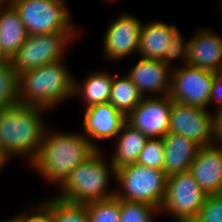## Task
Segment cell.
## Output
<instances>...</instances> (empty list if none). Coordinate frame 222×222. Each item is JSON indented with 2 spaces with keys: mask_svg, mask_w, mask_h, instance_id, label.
<instances>
[{
  "mask_svg": "<svg viewBox=\"0 0 222 222\" xmlns=\"http://www.w3.org/2000/svg\"><path fill=\"white\" fill-rule=\"evenodd\" d=\"M97 150L85 135L48 133L46 130L38 155L29 165H32L46 181L58 183L60 186L75 167Z\"/></svg>",
  "mask_w": 222,
  "mask_h": 222,
  "instance_id": "1",
  "label": "cell"
},
{
  "mask_svg": "<svg viewBox=\"0 0 222 222\" xmlns=\"http://www.w3.org/2000/svg\"><path fill=\"white\" fill-rule=\"evenodd\" d=\"M168 176L163 170L138 163L116 169L115 179L120 189L115 197L125 201L148 203L158 210L163 202Z\"/></svg>",
  "mask_w": 222,
  "mask_h": 222,
  "instance_id": "5",
  "label": "cell"
},
{
  "mask_svg": "<svg viewBox=\"0 0 222 222\" xmlns=\"http://www.w3.org/2000/svg\"><path fill=\"white\" fill-rule=\"evenodd\" d=\"M165 145L163 138H149L137 159L138 164L163 170Z\"/></svg>",
  "mask_w": 222,
  "mask_h": 222,
  "instance_id": "27",
  "label": "cell"
},
{
  "mask_svg": "<svg viewBox=\"0 0 222 222\" xmlns=\"http://www.w3.org/2000/svg\"><path fill=\"white\" fill-rule=\"evenodd\" d=\"M9 158L2 152V150L0 149V169L3 168V166L5 165L6 162H8Z\"/></svg>",
  "mask_w": 222,
  "mask_h": 222,
  "instance_id": "33",
  "label": "cell"
},
{
  "mask_svg": "<svg viewBox=\"0 0 222 222\" xmlns=\"http://www.w3.org/2000/svg\"><path fill=\"white\" fill-rule=\"evenodd\" d=\"M117 143L111 161L115 169L137 162L139 154L144 149L148 137L133 128L127 122L116 136Z\"/></svg>",
  "mask_w": 222,
  "mask_h": 222,
  "instance_id": "20",
  "label": "cell"
},
{
  "mask_svg": "<svg viewBox=\"0 0 222 222\" xmlns=\"http://www.w3.org/2000/svg\"><path fill=\"white\" fill-rule=\"evenodd\" d=\"M211 102L217 104L216 108L222 106V74L220 72L216 73L214 77L210 95Z\"/></svg>",
  "mask_w": 222,
  "mask_h": 222,
  "instance_id": "31",
  "label": "cell"
},
{
  "mask_svg": "<svg viewBox=\"0 0 222 222\" xmlns=\"http://www.w3.org/2000/svg\"><path fill=\"white\" fill-rule=\"evenodd\" d=\"M120 222H153V215L159 210L144 202L119 199Z\"/></svg>",
  "mask_w": 222,
  "mask_h": 222,
  "instance_id": "26",
  "label": "cell"
},
{
  "mask_svg": "<svg viewBox=\"0 0 222 222\" xmlns=\"http://www.w3.org/2000/svg\"><path fill=\"white\" fill-rule=\"evenodd\" d=\"M161 60L141 57L140 61L133 66L127 76L137 86L142 97L149 93L158 94L160 97L169 95L171 88V72ZM170 72V73H169Z\"/></svg>",
  "mask_w": 222,
  "mask_h": 222,
  "instance_id": "15",
  "label": "cell"
},
{
  "mask_svg": "<svg viewBox=\"0 0 222 222\" xmlns=\"http://www.w3.org/2000/svg\"><path fill=\"white\" fill-rule=\"evenodd\" d=\"M86 205L89 222H120L119 199L95 201Z\"/></svg>",
  "mask_w": 222,
  "mask_h": 222,
  "instance_id": "25",
  "label": "cell"
},
{
  "mask_svg": "<svg viewBox=\"0 0 222 222\" xmlns=\"http://www.w3.org/2000/svg\"><path fill=\"white\" fill-rule=\"evenodd\" d=\"M187 64L219 73L222 68V37L209 29L198 31L189 40Z\"/></svg>",
  "mask_w": 222,
  "mask_h": 222,
  "instance_id": "16",
  "label": "cell"
},
{
  "mask_svg": "<svg viewBox=\"0 0 222 222\" xmlns=\"http://www.w3.org/2000/svg\"><path fill=\"white\" fill-rule=\"evenodd\" d=\"M33 209L30 211V214L21 213L16 218L19 222H52L51 199Z\"/></svg>",
  "mask_w": 222,
  "mask_h": 222,
  "instance_id": "30",
  "label": "cell"
},
{
  "mask_svg": "<svg viewBox=\"0 0 222 222\" xmlns=\"http://www.w3.org/2000/svg\"><path fill=\"white\" fill-rule=\"evenodd\" d=\"M171 70L170 98L181 104L208 109L216 73L188 64Z\"/></svg>",
  "mask_w": 222,
  "mask_h": 222,
  "instance_id": "9",
  "label": "cell"
},
{
  "mask_svg": "<svg viewBox=\"0 0 222 222\" xmlns=\"http://www.w3.org/2000/svg\"><path fill=\"white\" fill-rule=\"evenodd\" d=\"M85 111L84 134L97 149L99 146L92 140L113 139L127 122L126 116L110 103L94 105Z\"/></svg>",
  "mask_w": 222,
  "mask_h": 222,
  "instance_id": "14",
  "label": "cell"
},
{
  "mask_svg": "<svg viewBox=\"0 0 222 222\" xmlns=\"http://www.w3.org/2000/svg\"><path fill=\"white\" fill-rule=\"evenodd\" d=\"M192 222H222V194L207 195L204 205Z\"/></svg>",
  "mask_w": 222,
  "mask_h": 222,
  "instance_id": "28",
  "label": "cell"
},
{
  "mask_svg": "<svg viewBox=\"0 0 222 222\" xmlns=\"http://www.w3.org/2000/svg\"><path fill=\"white\" fill-rule=\"evenodd\" d=\"M173 100L163 97H144L126 116L127 123L148 138H163L169 131Z\"/></svg>",
  "mask_w": 222,
  "mask_h": 222,
  "instance_id": "11",
  "label": "cell"
},
{
  "mask_svg": "<svg viewBox=\"0 0 222 222\" xmlns=\"http://www.w3.org/2000/svg\"><path fill=\"white\" fill-rule=\"evenodd\" d=\"M1 222H2V221H1ZM3 222H19V221H18V219H17L16 217L13 216L12 219L10 218V220L8 219L7 221L5 220V221H3Z\"/></svg>",
  "mask_w": 222,
  "mask_h": 222,
  "instance_id": "36",
  "label": "cell"
},
{
  "mask_svg": "<svg viewBox=\"0 0 222 222\" xmlns=\"http://www.w3.org/2000/svg\"><path fill=\"white\" fill-rule=\"evenodd\" d=\"M163 142L165 145L164 173L170 176L189 172L200 146L182 135L170 132L163 137Z\"/></svg>",
  "mask_w": 222,
  "mask_h": 222,
  "instance_id": "17",
  "label": "cell"
},
{
  "mask_svg": "<svg viewBox=\"0 0 222 222\" xmlns=\"http://www.w3.org/2000/svg\"><path fill=\"white\" fill-rule=\"evenodd\" d=\"M15 0H0V6H12Z\"/></svg>",
  "mask_w": 222,
  "mask_h": 222,
  "instance_id": "34",
  "label": "cell"
},
{
  "mask_svg": "<svg viewBox=\"0 0 222 222\" xmlns=\"http://www.w3.org/2000/svg\"><path fill=\"white\" fill-rule=\"evenodd\" d=\"M177 30L175 25L162 21L145 23L141 27L137 54L144 58L162 60Z\"/></svg>",
  "mask_w": 222,
  "mask_h": 222,
  "instance_id": "18",
  "label": "cell"
},
{
  "mask_svg": "<svg viewBox=\"0 0 222 222\" xmlns=\"http://www.w3.org/2000/svg\"><path fill=\"white\" fill-rule=\"evenodd\" d=\"M12 6L19 13L28 35L77 32L70 23L64 0H15Z\"/></svg>",
  "mask_w": 222,
  "mask_h": 222,
  "instance_id": "6",
  "label": "cell"
},
{
  "mask_svg": "<svg viewBox=\"0 0 222 222\" xmlns=\"http://www.w3.org/2000/svg\"><path fill=\"white\" fill-rule=\"evenodd\" d=\"M188 50H189V41H184V38L179 32V29L174 33L173 38L171 42L169 43V46L166 49V52L162 58V62L169 67V64L171 65L173 58H179L182 61L184 59V65L187 64L188 60Z\"/></svg>",
  "mask_w": 222,
  "mask_h": 222,
  "instance_id": "29",
  "label": "cell"
},
{
  "mask_svg": "<svg viewBox=\"0 0 222 222\" xmlns=\"http://www.w3.org/2000/svg\"><path fill=\"white\" fill-rule=\"evenodd\" d=\"M206 193L189 172L168 176L159 211L173 215L175 222H192L204 205Z\"/></svg>",
  "mask_w": 222,
  "mask_h": 222,
  "instance_id": "8",
  "label": "cell"
},
{
  "mask_svg": "<svg viewBox=\"0 0 222 222\" xmlns=\"http://www.w3.org/2000/svg\"><path fill=\"white\" fill-rule=\"evenodd\" d=\"M111 174L115 178V167L111 161L105 162L102 158L101 149H98L71 171L70 175L60 185L61 193L59 196L57 195V198L83 205L113 198L115 191H109V187H107Z\"/></svg>",
  "mask_w": 222,
  "mask_h": 222,
  "instance_id": "4",
  "label": "cell"
},
{
  "mask_svg": "<svg viewBox=\"0 0 222 222\" xmlns=\"http://www.w3.org/2000/svg\"><path fill=\"white\" fill-rule=\"evenodd\" d=\"M208 109L173 101L169 131L192 140L200 147L217 142L214 135L213 116Z\"/></svg>",
  "mask_w": 222,
  "mask_h": 222,
  "instance_id": "10",
  "label": "cell"
},
{
  "mask_svg": "<svg viewBox=\"0 0 222 222\" xmlns=\"http://www.w3.org/2000/svg\"><path fill=\"white\" fill-rule=\"evenodd\" d=\"M27 37L26 28L14 7L0 6V44L3 54L10 60Z\"/></svg>",
  "mask_w": 222,
  "mask_h": 222,
  "instance_id": "19",
  "label": "cell"
},
{
  "mask_svg": "<svg viewBox=\"0 0 222 222\" xmlns=\"http://www.w3.org/2000/svg\"><path fill=\"white\" fill-rule=\"evenodd\" d=\"M18 104V74L11 62H0V111Z\"/></svg>",
  "mask_w": 222,
  "mask_h": 222,
  "instance_id": "23",
  "label": "cell"
},
{
  "mask_svg": "<svg viewBox=\"0 0 222 222\" xmlns=\"http://www.w3.org/2000/svg\"><path fill=\"white\" fill-rule=\"evenodd\" d=\"M45 110L18 103L0 111V149L8 158H36L47 130L42 121Z\"/></svg>",
  "mask_w": 222,
  "mask_h": 222,
  "instance_id": "2",
  "label": "cell"
},
{
  "mask_svg": "<svg viewBox=\"0 0 222 222\" xmlns=\"http://www.w3.org/2000/svg\"><path fill=\"white\" fill-rule=\"evenodd\" d=\"M59 60L18 75V103L46 111L73 96V76Z\"/></svg>",
  "mask_w": 222,
  "mask_h": 222,
  "instance_id": "3",
  "label": "cell"
},
{
  "mask_svg": "<svg viewBox=\"0 0 222 222\" xmlns=\"http://www.w3.org/2000/svg\"><path fill=\"white\" fill-rule=\"evenodd\" d=\"M143 23L134 16L124 14L112 21L104 34L103 53L109 60L126 58L138 53L139 38Z\"/></svg>",
  "mask_w": 222,
  "mask_h": 222,
  "instance_id": "12",
  "label": "cell"
},
{
  "mask_svg": "<svg viewBox=\"0 0 222 222\" xmlns=\"http://www.w3.org/2000/svg\"><path fill=\"white\" fill-rule=\"evenodd\" d=\"M77 32L28 35L27 40L9 60L18 75L43 65L63 60L64 50Z\"/></svg>",
  "mask_w": 222,
  "mask_h": 222,
  "instance_id": "7",
  "label": "cell"
},
{
  "mask_svg": "<svg viewBox=\"0 0 222 222\" xmlns=\"http://www.w3.org/2000/svg\"><path fill=\"white\" fill-rule=\"evenodd\" d=\"M84 80L83 84H79L73 79V96H82L86 102V108L109 103L112 74L103 71L93 72Z\"/></svg>",
  "mask_w": 222,
  "mask_h": 222,
  "instance_id": "21",
  "label": "cell"
},
{
  "mask_svg": "<svg viewBox=\"0 0 222 222\" xmlns=\"http://www.w3.org/2000/svg\"><path fill=\"white\" fill-rule=\"evenodd\" d=\"M52 222H89L86 205L51 199Z\"/></svg>",
  "mask_w": 222,
  "mask_h": 222,
  "instance_id": "24",
  "label": "cell"
},
{
  "mask_svg": "<svg viewBox=\"0 0 222 222\" xmlns=\"http://www.w3.org/2000/svg\"><path fill=\"white\" fill-rule=\"evenodd\" d=\"M213 115L214 135L217 142L222 141V106L218 107Z\"/></svg>",
  "mask_w": 222,
  "mask_h": 222,
  "instance_id": "32",
  "label": "cell"
},
{
  "mask_svg": "<svg viewBox=\"0 0 222 222\" xmlns=\"http://www.w3.org/2000/svg\"><path fill=\"white\" fill-rule=\"evenodd\" d=\"M9 59L3 54V50L0 44V62L8 61Z\"/></svg>",
  "mask_w": 222,
  "mask_h": 222,
  "instance_id": "35",
  "label": "cell"
},
{
  "mask_svg": "<svg viewBox=\"0 0 222 222\" xmlns=\"http://www.w3.org/2000/svg\"><path fill=\"white\" fill-rule=\"evenodd\" d=\"M189 173L206 195L222 194V144L200 147Z\"/></svg>",
  "mask_w": 222,
  "mask_h": 222,
  "instance_id": "13",
  "label": "cell"
},
{
  "mask_svg": "<svg viewBox=\"0 0 222 222\" xmlns=\"http://www.w3.org/2000/svg\"><path fill=\"white\" fill-rule=\"evenodd\" d=\"M143 99L137 86L125 75L113 76L109 103L127 116Z\"/></svg>",
  "mask_w": 222,
  "mask_h": 222,
  "instance_id": "22",
  "label": "cell"
}]
</instances>
